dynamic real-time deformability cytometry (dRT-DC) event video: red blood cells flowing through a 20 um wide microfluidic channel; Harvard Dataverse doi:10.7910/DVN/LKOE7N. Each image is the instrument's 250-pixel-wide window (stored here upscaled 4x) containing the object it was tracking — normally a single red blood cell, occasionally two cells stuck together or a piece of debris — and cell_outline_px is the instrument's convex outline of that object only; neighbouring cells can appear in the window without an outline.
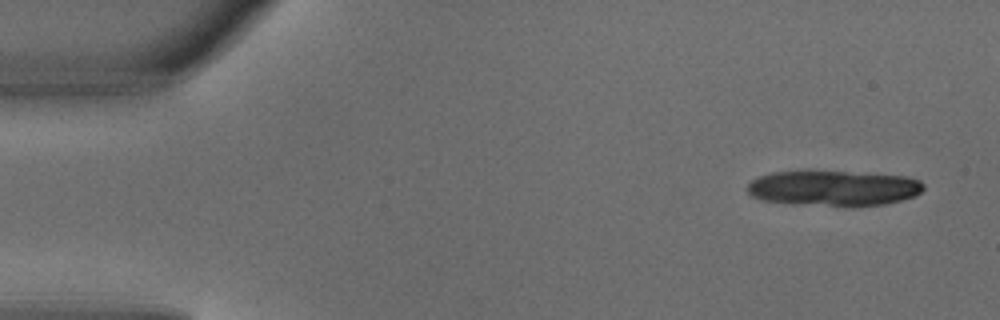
{"species": "common noctule bat (a hibernating species)", "species_latin": "Nyctalus noctula", "temperature_condition": "warm", "stored_images_in_passage": 4, "camera_frame_rate_fps": 3000, "um_per_image_px": 0.085, "animal": {"sex": "male", "body_mass_g": 18.8}, "frame": {"image": 1, "passage_image": 1, "time_ms": 0.0, "image_size_px": [1000, 320], "cell_outline_px": [[924, 188], [916, 196], [884, 204], [852, 208], [792, 204], [760, 200], [752, 196], [748, 192], [748, 184], [752, 180], [760, 176], [772, 172], [804, 168], [808, 168], [908, 176], [920, 180], [924, 184]], "centroid_in_image_um": [70.83, 15.97], "position_along_channel_um": 14.2, "area_um2": 38.26}}